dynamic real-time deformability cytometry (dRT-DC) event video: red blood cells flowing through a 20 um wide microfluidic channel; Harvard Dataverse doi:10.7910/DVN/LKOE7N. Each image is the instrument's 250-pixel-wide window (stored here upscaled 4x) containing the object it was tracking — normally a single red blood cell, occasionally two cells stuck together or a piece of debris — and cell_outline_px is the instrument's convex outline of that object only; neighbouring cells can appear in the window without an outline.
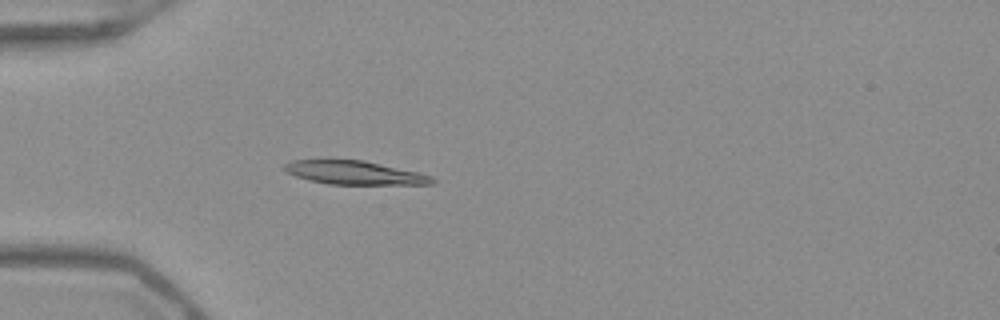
{"species": "Egyptian fruit bat (a non-hibernating species)", "species_latin": "Rousettus aegyptiacus", "temperature_condition": "warm", "stored_images_in_passage": 40, "camera_frame_rate_fps": 3000, "um_per_image_px": 0.085, "frame": {"image": 1, "passage_image": 10, "time_ms": 3.0, "image_size_px": [1000, 320], "cell_outline_px": [[436, 184], [328, 184], [308, 180], [284, 172], [284, 164], [292, 160], [364, 160], [420, 172], [432, 176], [436, 180]], "centroid_in_image_um": [30.16, 14.68], "position_along_channel_um": 54.8, "area_um2": 20.4}}
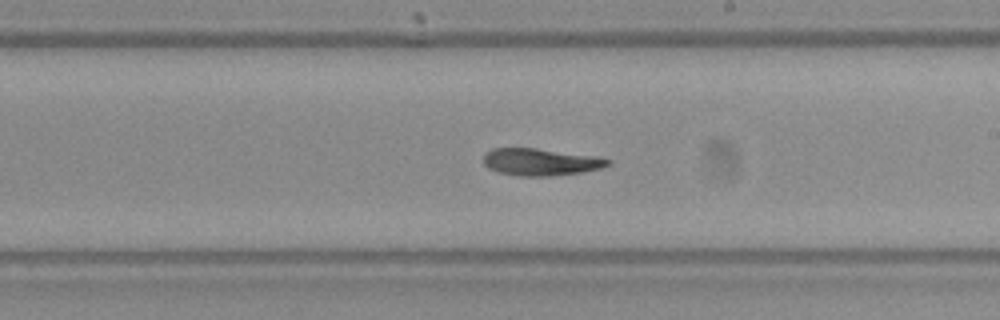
{"frame": {"image": 2, "passage_image": 25, "time_ms": 8.0, "image_size_px": [1000, 320], "cell_outline_px": [[612, 164], [600, 168], [580, 172], [548, 176], [516, 176], [496, 172], [488, 168], [484, 164], [484, 152], [492, 148], [536, 148], [600, 156], [612, 160]], "centroid_in_image_um": [45.95, 13.76], "position_along_channel_um": 243.0, "area_um2": 19.94}}
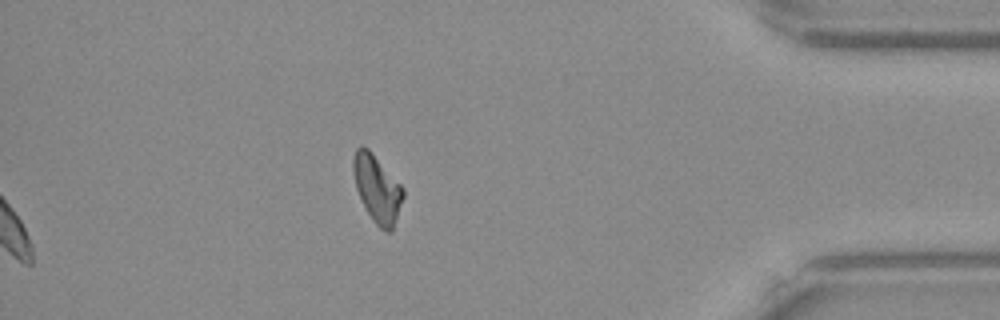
{"frame": {"image": 3, "passage_image": 40, "time_ms": 13.0, "image_size_px": [1000, 320], "cell_outline_px": [[404, 196], [392, 232], [384, 232], [372, 220], [356, 188], [352, 168], [352, 160], [356, 148], [360, 144], [364, 144], [368, 148], [404, 188]], "centroid_in_image_um": [32.05, 16.02], "position_along_channel_um": 403.1, "area_um2": 19.54}, "authors_computed_cell_mechanics": {"area_um2": 20.0855, "velocity_mm_per_s": 3.9534, "shape_relaxation_time_tau1_ms": null, "shape_relaxation_time_tau2_ms": 2.8502, "deformation_change_tau1": null, "deformation_change_tau2": 0.0873}}